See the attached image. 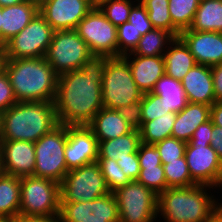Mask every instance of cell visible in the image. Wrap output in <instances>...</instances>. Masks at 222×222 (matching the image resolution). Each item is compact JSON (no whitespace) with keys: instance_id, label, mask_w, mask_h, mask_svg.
<instances>
[{"instance_id":"6da1fadb","label":"cell","mask_w":222,"mask_h":222,"mask_svg":"<svg viewBox=\"0 0 222 222\" xmlns=\"http://www.w3.org/2000/svg\"><path fill=\"white\" fill-rule=\"evenodd\" d=\"M109 58L91 54L81 69L58 75L54 100L58 124L87 125L103 108L101 85Z\"/></svg>"},{"instance_id":"7a4b0ae2","label":"cell","mask_w":222,"mask_h":222,"mask_svg":"<svg viewBox=\"0 0 222 222\" xmlns=\"http://www.w3.org/2000/svg\"><path fill=\"white\" fill-rule=\"evenodd\" d=\"M17 102H54L58 74L44 57L3 59Z\"/></svg>"},{"instance_id":"3957f363","label":"cell","mask_w":222,"mask_h":222,"mask_svg":"<svg viewBox=\"0 0 222 222\" xmlns=\"http://www.w3.org/2000/svg\"><path fill=\"white\" fill-rule=\"evenodd\" d=\"M57 125L54 102H17L0 114V137L35 143Z\"/></svg>"},{"instance_id":"277c9868","label":"cell","mask_w":222,"mask_h":222,"mask_svg":"<svg viewBox=\"0 0 222 222\" xmlns=\"http://www.w3.org/2000/svg\"><path fill=\"white\" fill-rule=\"evenodd\" d=\"M211 189L215 187L202 184L167 188L158 195L157 217L164 222H203L217 210Z\"/></svg>"},{"instance_id":"5b68a950","label":"cell","mask_w":222,"mask_h":222,"mask_svg":"<svg viewBox=\"0 0 222 222\" xmlns=\"http://www.w3.org/2000/svg\"><path fill=\"white\" fill-rule=\"evenodd\" d=\"M102 105L104 108L117 110L130 105L143 97L129 67L123 57H110L105 65L102 82Z\"/></svg>"},{"instance_id":"8992f818","label":"cell","mask_w":222,"mask_h":222,"mask_svg":"<svg viewBox=\"0 0 222 222\" xmlns=\"http://www.w3.org/2000/svg\"><path fill=\"white\" fill-rule=\"evenodd\" d=\"M60 184L35 176L20 178L19 215L52 217L60 212Z\"/></svg>"},{"instance_id":"52a82bcc","label":"cell","mask_w":222,"mask_h":222,"mask_svg":"<svg viewBox=\"0 0 222 222\" xmlns=\"http://www.w3.org/2000/svg\"><path fill=\"white\" fill-rule=\"evenodd\" d=\"M67 142V125L58 124L34 143V176L61 184L69 171L64 157Z\"/></svg>"},{"instance_id":"ba28073f","label":"cell","mask_w":222,"mask_h":222,"mask_svg":"<svg viewBox=\"0 0 222 222\" xmlns=\"http://www.w3.org/2000/svg\"><path fill=\"white\" fill-rule=\"evenodd\" d=\"M53 34L54 29L38 13L26 27L1 47L3 59L44 57Z\"/></svg>"},{"instance_id":"9c48e42d","label":"cell","mask_w":222,"mask_h":222,"mask_svg":"<svg viewBox=\"0 0 222 222\" xmlns=\"http://www.w3.org/2000/svg\"><path fill=\"white\" fill-rule=\"evenodd\" d=\"M119 222H157L158 195L142 183L131 181L113 192Z\"/></svg>"},{"instance_id":"30bf717a","label":"cell","mask_w":222,"mask_h":222,"mask_svg":"<svg viewBox=\"0 0 222 222\" xmlns=\"http://www.w3.org/2000/svg\"><path fill=\"white\" fill-rule=\"evenodd\" d=\"M110 193L97 162L69 170L60 184V202H86Z\"/></svg>"},{"instance_id":"8fae6325","label":"cell","mask_w":222,"mask_h":222,"mask_svg":"<svg viewBox=\"0 0 222 222\" xmlns=\"http://www.w3.org/2000/svg\"><path fill=\"white\" fill-rule=\"evenodd\" d=\"M91 55L86 42L74 30L54 31L44 58L53 70L63 73L81 69Z\"/></svg>"},{"instance_id":"7c38bea8","label":"cell","mask_w":222,"mask_h":222,"mask_svg":"<svg viewBox=\"0 0 222 222\" xmlns=\"http://www.w3.org/2000/svg\"><path fill=\"white\" fill-rule=\"evenodd\" d=\"M91 54L118 57L117 27L95 5L75 29Z\"/></svg>"},{"instance_id":"4fadbf2b","label":"cell","mask_w":222,"mask_h":222,"mask_svg":"<svg viewBox=\"0 0 222 222\" xmlns=\"http://www.w3.org/2000/svg\"><path fill=\"white\" fill-rule=\"evenodd\" d=\"M61 222H119L117 201L113 193L86 202H60Z\"/></svg>"},{"instance_id":"5bb4252c","label":"cell","mask_w":222,"mask_h":222,"mask_svg":"<svg viewBox=\"0 0 222 222\" xmlns=\"http://www.w3.org/2000/svg\"><path fill=\"white\" fill-rule=\"evenodd\" d=\"M184 156L197 184L216 187L222 180V160L210 144H187Z\"/></svg>"},{"instance_id":"9a60e30c","label":"cell","mask_w":222,"mask_h":222,"mask_svg":"<svg viewBox=\"0 0 222 222\" xmlns=\"http://www.w3.org/2000/svg\"><path fill=\"white\" fill-rule=\"evenodd\" d=\"M95 5L94 0H47L39 13L54 31L74 30Z\"/></svg>"},{"instance_id":"2e32d148","label":"cell","mask_w":222,"mask_h":222,"mask_svg":"<svg viewBox=\"0 0 222 222\" xmlns=\"http://www.w3.org/2000/svg\"><path fill=\"white\" fill-rule=\"evenodd\" d=\"M98 140L86 125L68 126L64 157L67 169L72 170L97 162Z\"/></svg>"},{"instance_id":"e0dca14e","label":"cell","mask_w":222,"mask_h":222,"mask_svg":"<svg viewBox=\"0 0 222 222\" xmlns=\"http://www.w3.org/2000/svg\"><path fill=\"white\" fill-rule=\"evenodd\" d=\"M34 142L24 140H1L0 170L19 178L34 176Z\"/></svg>"},{"instance_id":"ac0fdd59","label":"cell","mask_w":222,"mask_h":222,"mask_svg":"<svg viewBox=\"0 0 222 222\" xmlns=\"http://www.w3.org/2000/svg\"><path fill=\"white\" fill-rule=\"evenodd\" d=\"M179 38L197 64L213 66L222 63V33L186 29L180 32Z\"/></svg>"},{"instance_id":"d6986e66","label":"cell","mask_w":222,"mask_h":222,"mask_svg":"<svg viewBox=\"0 0 222 222\" xmlns=\"http://www.w3.org/2000/svg\"><path fill=\"white\" fill-rule=\"evenodd\" d=\"M123 57L129 63L133 80L143 93L151 92L156 82L165 74L163 56H139L128 53Z\"/></svg>"},{"instance_id":"ffe728a7","label":"cell","mask_w":222,"mask_h":222,"mask_svg":"<svg viewBox=\"0 0 222 222\" xmlns=\"http://www.w3.org/2000/svg\"><path fill=\"white\" fill-rule=\"evenodd\" d=\"M188 102L215 103L211 66L196 64L181 80Z\"/></svg>"},{"instance_id":"44dd1931","label":"cell","mask_w":222,"mask_h":222,"mask_svg":"<svg viewBox=\"0 0 222 222\" xmlns=\"http://www.w3.org/2000/svg\"><path fill=\"white\" fill-rule=\"evenodd\" d=\"M210 108L211 106L206 104L188 102L176 113L171 137L188 143L196 128L210 119Z\"/></svg>"},{"instance_id":"7402d4cb","label":"cell","mask_w":222,"mask_h":222,"mask_svg":"<svg viewBox=\"0 0 222 222\" xmlns=\"http://www.w3.org/2000/svg\"><path fill=\"white\" fill-rule=\"evenodd\" d=\"M86 126L93 132L98 143L125 135L134 129L117 110L104 107Z\"/></svg>"},{"instance_id":"603a6c76","label":"cell","mask_w":222,"mask_h":222,"mask_svg":"<svg viewBox=\"0 0 222 222\" xmlns=\"http://www.w3.org/2000/svg\"><path fill=\"white\" fill-rule=\"evenodd\" d=\"M39 13V8L31 3L2 7L1 47L26 27Z\"/></svg>"},{"instance_id":"cb8c5ba5","label":"cell","mask_w":222,"mask_h":222,"mask_svg":"<svg viewBox=\"0 0 222 222\" xmlns=\"http://www.w3.org/2000/svg\"><path fill=\"white\" fill-rule=\"evenodd\" d=\"M163 57L165 74L178 81H181L189 70L197 64L189 48L179 37L168 45Z\"/></svg>"},{"instance_id":"d4e9b609","label":"cell","mask_w":222,"mask_h":222,"mask_svg":"<svg viewBox=\"0 0 222 222\" xmlns=\"http://www.w3.org/2000/svg\"><path fill=\"white\" fill-rule=\"evenodd\" d=\"M141 144L140 131L133 129L130 133L114 139L100 141L98 159H124L129 154H137Z\"/></svg>"},{"instance_id":"484cf974","label":"cell","mask_w":222,"mask_h":222,"mask_svg":"<svg viewBox=\"0 0 222 222\" xmlns=\"http://www.w3.org/2000/svg\"><path fill=\"white\" fill-rule=\"evenodd\" d=\"M20 209V178L0 173V219L13 221Z\"/></svg>"},{"instance_id":"4316f807","label":"cell","mask_w":222,"mask_h":222,"mask_svg":"<svg viewBox=\"0 0 222 222\" xmlns=\"http://www.w3.org/2000/svg\"><path fill=\"white\" fill-rule=\"evenodd\" d=\"M151 93L159 96L167 109L173 113H179L188 104L181 81L166 74L156 82Z\"/></svg>"},{"instance_id":"83f0119b","label":"cell","mask_w":222,"mask_h":222,"mask_svg":"<svg viewBox=\"0 0 222 222\" xmlns=\"http://www.w3.org/2000/svg\"><path fill=\"white\" fill-rule=\"evenodd\" d=\"M189 30L222 33V0H201Z\"/></svg>"},{"instance_id":"f1b7e54d","label":"cell","mask_w":222,"mask_h":222,"mask_svg":"<svg viewBox=\"0 0 222 222\" xmlns=\"http://www.w3.org/2000/svg\"><path fill=\"white\" fill-rule=\"evenodd\" d=\"M175 37L166 30L153 28L142 35L138 45L131 53L139 56H163Z\"/></svg>"},{"instance_id":"f546056e","label":"cell","mask_w":222,"mask_h":222,"mask_svg":"<svg viewBox=\"0 0 222 222\" xmlns=\"http://www.w3.org/2000/svg\"><path fill=\"white\" fill-rule=\"evenodd\" d=\"M175 119L176 113L168 112L164 116L155 118L152 121H142V127L139 129L141 143L155 144L171 137Z\"/></svg>"},{"instance_id":"4dcf8cb0","label":"cell","mask_w":222,"mask_h":222,"mask_svg":"<svg viewBox=\"0 0 222 222\" xmlns=\"http://www.w3.org/2000/svg\"><path fill=\"white\" fill-rule=\"evenodd\" d=\"M148 12L153 28L166 30L175 38L180 31L173 25L169 12V0H139Z\"/></svg>"},{"instance_id":"1f68e13d","label":"cell","mask_w":222,"mask_h":222,"mask_svg":"<svg viewBox=\"0 0 222 222\" xmlns=\"http://www.w3.org/2000/svg\"><path fill=\"white\" fill-rule=\"evenodd\" d=\"M201 0H169V12L173 25L180 31L189 29Z\"/></svg>"},{"instance_id":"d6a6232c","label":"cell","mask_w":222,"mask_h":222,"mask_svg":"<svg viewBox=\"0 0 222 222\" xmlns=\"http://www.w3.org/2000/svg\"><path fill=\"white\" fill-rule=\"evenodd\" d=\"M138 1L139 0H98L96 6L115 27H118L128 22L130 11Z\"/></svg>"},{"instance_id":"836d02e7","label":"cell","mask_w":222,"mask_h":222,"mask_svg":"<svg viewBox=\"0 0 222 222\" xmlns=\"http://www.w3.org/2000/svg\"><path fill=\"white\" fill-rule=\"evenodd\" d=\"M162 166L168 188L197 185V183L190 176V171L186 163L185 156L174 161H166V164H163Z\"/></svg>"},{"instance_id":"e575fe53","label":"cell","mask_w":222,"mask_h":222,"mask_svg":"<svg viewBox=\"0 0 222 222\" xmlns=\"http://www.w3.org/2000/svg\"><path fill=\"white\" fill-rule=\"evenodd\" d=\"M97 163L110 193H113L118 188H121L132 181L122 172V169L115 160L97 159Z\"/></svg>"},{"instance_id":"d590c367","label":"cell","mask_w":222,"mask_h":222,"mask_svg":"<svg viewBox=\"0 0 222 222\" xmlns=\"http://www.w3.org/2000/svg\"><path fill=\"white\" fill-rule=\"evenodd\" d=\"M136 181L142 183L157 195L161 194L168 188L162 165L140 167L139 176Z\"/></svg>"},{"instance_id":"8d00e7d4","label":"cell","mask_w":222,"mask_h":222,"mask_svg":"<svg viewBox=\"0 0 222 222\" xmlns=\"http://www.w3.org/2000/svg\"><path fill=\"white\" fill-rule=\"evenodd\" d=\"M142 34L132 24L125 22L117 27L118 57L132 53Z\"/></svg>"},{"instance_id":"74e56055","label":"cell","mask_w":222,"mask_h":222,"mask_svg":"<svg viewBox=\"0 0 222 222\" xmlns=\"http://www.w3.org/2000/svg\"><path fill=\"white\" fill-rule=\"evenodd\" d=\"M160 154L161 163L184 157L187 143L174 137L165 138L154 144Z\"/></svg>"},{"instance_id":"f35d334b","label":"cell","mask_w":222,"mask_h":222,"mask_svg":"<svg viewBox=\"0 0 222 222\" xmlns=\"http://www.w3.org/2000/svg\"><path fill=\"white\" fill-rule=\"evenodd\" d=\"M170 109L164 105L160 97L148 92L144 93L142 97V121H152L155 118L164 116Z\"/></svg>"},{"instance_id":"ab89813d","label":"cell","mask_w":222,"mask_h":222,"mask_svg":"<svg viewBox=\"0 0 222 222\" xmlns=\"http://www.w3.org/2000/svg\"><path fill=\"white\" fill-rule=\"evenodd\" d=\"M128 22L142 35L153 29L146 8L138 1L131 9Z\"/></svg>"},{"instance_id":"60d3db41","label":"cell","mask_w":222,"mask_h":222,"mask_svg":"<svg viewBox=\"0 0 222 222\" xmlns=\"http://www.w3.org/2000/svg\"><path fill=\"white\" fill-rule=\"evenodd\" d=\"M17 103L9 77L5 70L0 68V114Z\"/></svg>"},{"instance_id":"b9f144b4","label":"cell","mask_w":222,"mask_h":222,"mask_svg":"<svg viewBox=\"0 0 222 222\" xmlns=\"http://www.w3.org/2000/svg\"><path fill=\"white\" fill-rule=\"evenodd\" d=\"M122 118L134 129L142 127V99L117 109Z\"/></svg>"},{"instance_id":"7bdbcfd3","label":"cell","mask_w":222,"mask_h":222,"mask_svg":"<svg viewBox=\"0 0 222 222\" xmlns=\"http://www.w3.org/2000/svg\"><path fill=\"white\" fill-rule=\"evenodd\" d=\"M140 167L162 165L160 154L154 144L141 143L137 152Z\"/></svg>"},{"instance_id":"ee69618b","label":"cell","mask_w":222,"mask_h":222,"mask_svg":"<svg viewBox=\"0 0 222 222\" xmlns=\"http://www.w3.org/2000/svg\"><path fill=\"white\" fill-rule=\"evenodd\" d=\"M116 162L128 178L132 181L137 180L140 172V164L137 154H129L124 159H118Z\"/></svg>"},{"instance_id":"f6af8a7d","label":"cell","mask_w":222,"mask_h":222,"mask_svg":"<svg viewBox=\"0 0 222 222\" xmlns=\"http://www.w3.org/2000/svg\"><path fill=\"white\" fill-rule=\"evenodd\" d=\"M214 130V125L209 119L205 123L200 124L194 131L190 141L187 144H211V134Z\"/></svg>"},{"instance_id":"bcb514c9","label":"cell","mask_w":222,"mask_h":222,"mask_svg":"<svg viewBox=\"0 0 222 222\" xmlns=\"http://www.w3.org/2000/svg\"><path fill=\"white\" fill-rule=\"evenodd\" d=\"M215 102L222 101V63L211 66Z\"/></svg>"},{"instance_id":"7dc6e473","label":"cell","mask_w":222,"mask_h":222,"mask_svg":"<svg viewBox=\"0 0 222 222\" xmlns=\"http://www.w3.org/2000/svg\"><path fill=\"white\" fill-rule=\"evenodd\" d=\"M211 146L215 149L217 155L222 160V127L214 125V130L211 134Z\"/></svg>"},{"instance_id":"c3c4849f","label":"cell","mask_w":222,"mask_h":222,"mask_svg":"<svg viewBox=\"0 0 222 222\" xmlns=\"http://www.w3.org/2000/svg\"><path fill=\"white\" fill-rule=\"evenodd\" d=\"M210 119L213 125L222 127V101L215 102L211 106Z\"/></svg>"},{"instance_id":"681fc988","label":"cell","mask_w":222,"mask_h":222,"mask_svg":"<svg viewBox=\"0 0 222 222\" xmlns=\"http://www.w3.org/2000/svg\"><path fill=\"white\" fill-rule=\"evenodd\" d=\"M56 216L38 217L18 215L12 222H51Z\"/></svg>"},{"instance_id":"f907efd6","label":"cell","mask_w":222,"mask_h":222,"mask_svg":"<svg viewBox=\"0 0 222 222\" xmlns=\"http://www.w3.org/2000/svg\"><path fill=\"white\" fill-rule=\"evenodd\" d=\"M203 222H222V215L216 210L210 217Z\"/></svg>"},{"instance_id":"816d5d0a","label":"cell","mask_w":222,"mask_h":222,"mask_svg":"<svg viewBox=\"0 0 222 222\" xmlns=\"http://www.w3.org/2000/svg\"><path fill=\"white\" fill-rule=\"evenodd\" d=\"M24 2V0H0V7L17 5Z\"/></svg>"},{"instance_id":"f5cc1de1","label":"cell","mask_w":222,"mask_h":222,"mask_svg":"<svg viewBox=\"0 0 222 222\" xmlns=\"http://www.w3.org/2000/svg\"><path fill=\"white\" fill-rule=\"evenodd\" d=\"M222 189V180L218 183V185L215 187V190L218 189V191ZM217 211L222 215V201L220 199L216 201Z\"/></svg>"},{"instance_id":"db71d44e","label":"cell","mask_w":222,"mask_h":222,"mask_svg":"<svg viewBox=\"0 0 222 222\" xmlns=\"http://www.w3.org/2000/svg\"><path fill=\"white\" fill-rule=\"evenodd\" d=\"M24 1L27 3H31L35 6H37L38 8H40L43 5V3L47 0H24Z\"/></svg>"},{"instance_id":"11a10c76","label":"cell","mask_w":222,"mask_h":222,"mask_svg":"<svg viewBox=\"0 0 222 222\" xmlns=\"http://www.w3.org/2000/svg\"><path fill=\"white\" fill-rule=\"evenodd\" d=\"M2 7H0V48H1Z\"/></svg>"},{"instance_id":"9f6ffc18","label":"cell","mask_w":222,"mask_h":222,"mask_svg":"<svg viewBox=\"0 0 222 222\" xmlns=\"http://www.w3.org/2000/svg\"><path fill=\"white\" fill-rule=\"evenodd\" d=\"M2 60H3V55H2V50L0 48V68L2 67Z\"/></svg>"},{"instance_id":"6f0895ef","label":"cell","mask_w":222,"mask_h":222,"mask_svg":"<svg viewBox=\"0 0 222 222\" xmlns=\"http://www.w3.org/2000/svg\"><path fill=\"white\" fill-rule=\"evenodd\" d=\"M51 222H61V221L59 220V217L56 216Z\"/></svg>"},{"instance_id":"680465c9","label":"cell","mask_w":222,"mask_h":222,"mask_svg":"<svg viewBox=\"0 0 222 222\" xmlns=\"http://www.w3.org/2000/svg\"><path fill=\"white\" fill-rule=\"evenodd\" d=\"M0 222H12V221H10V220L0 219Z\"/></svg>"}]
</instances>
